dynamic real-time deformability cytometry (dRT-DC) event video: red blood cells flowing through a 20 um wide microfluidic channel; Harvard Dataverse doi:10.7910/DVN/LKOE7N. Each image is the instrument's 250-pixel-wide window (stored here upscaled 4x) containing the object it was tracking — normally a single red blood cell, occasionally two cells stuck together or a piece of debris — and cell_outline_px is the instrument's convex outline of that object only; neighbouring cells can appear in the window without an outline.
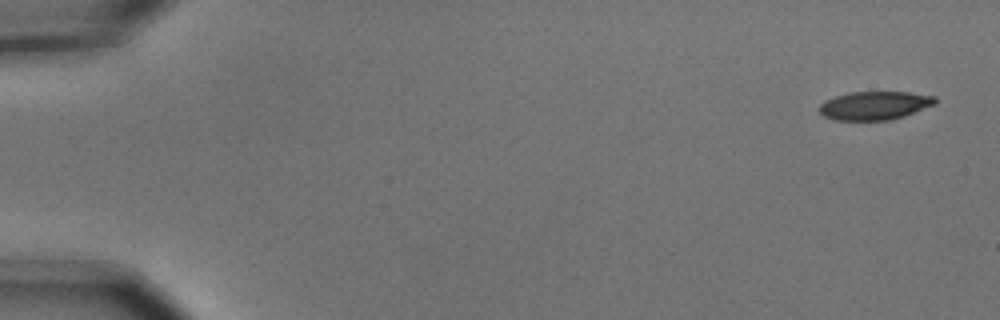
{"species": "common noctule bat (a hibernating species)", "species_latin": "Nyctalus noctula", "temperature_condition": "cold", "stored_images_in_passage": 6, "camera_frame_rate_fps": 3000, "um_per_image_px": 0.085, "animal": {"sex": "male", "body_mass_g": 15.6}, "frame": {"image": 1, "passage_image": 1, "time_ms": 0.0, "image_size_px": [1000, 320], "cell_outline_px": [[936, 104], [904, 116], [888, 120], [836, 120], [824, 116], [820, 112], [820, 104], [824, 100], [848, 92], [908, 92], [936, 96]], "centroid_in_image_um": [74.35, 8.96], "position_along_channel_um": 10.6, "area_um2": 19.19}}
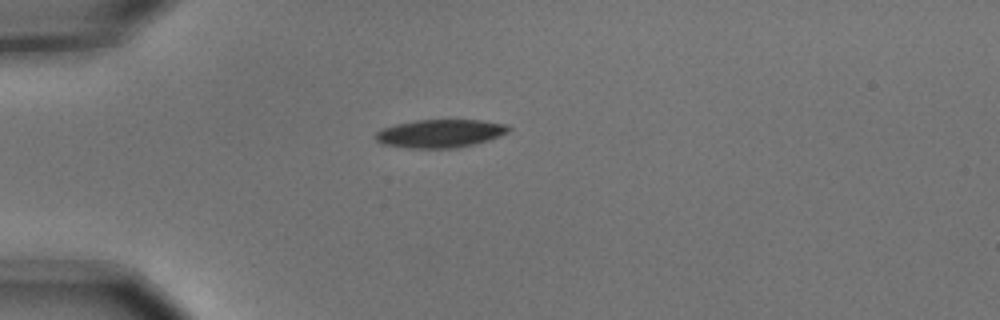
{"frame": {"image": 2, "passage_image": 4, "time_ms": 1.0, "image_size_px": [1000, 320], "cell_outline_px": [[512, 128], [508, 132], [500, 136], [476, 144], [456, 148], [408, 148], [380, 144], [372, 136], [380, 128], [396, 124], [416, 120], [480, 120], [508, 124]], "centroid_in_image_um": [37.39, 11.35], "position_along_channel_um": 47.6, "area_um2": 22.2}}
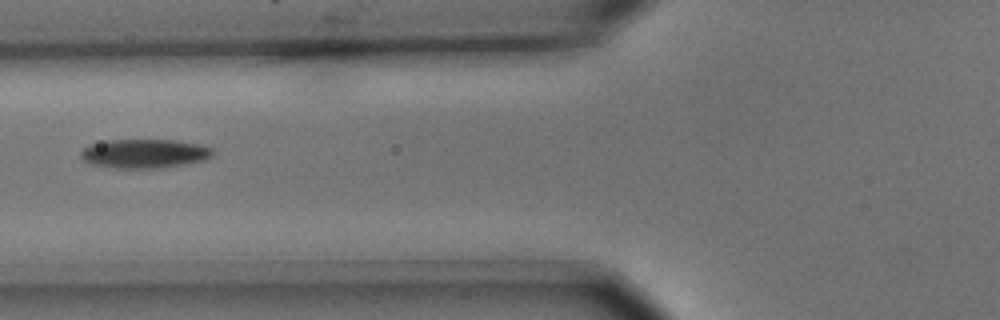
{"frame": {"image": 3, "passage_image": 6, "time_ms": 1.667, "image_size_px": [1000, 320], "cell_outline_px": [[212, 156], [204, 160], [164, 168], [116, 168], [88, 164], [80, 156], [80, 152], [88, 144], [108, 140], [172, 140], [200, 144], [212, 148]], "centroid_in_image_um": [12.24, 13.06], "position_along_channel_um": 113.6, "area_um2": 22.43}}